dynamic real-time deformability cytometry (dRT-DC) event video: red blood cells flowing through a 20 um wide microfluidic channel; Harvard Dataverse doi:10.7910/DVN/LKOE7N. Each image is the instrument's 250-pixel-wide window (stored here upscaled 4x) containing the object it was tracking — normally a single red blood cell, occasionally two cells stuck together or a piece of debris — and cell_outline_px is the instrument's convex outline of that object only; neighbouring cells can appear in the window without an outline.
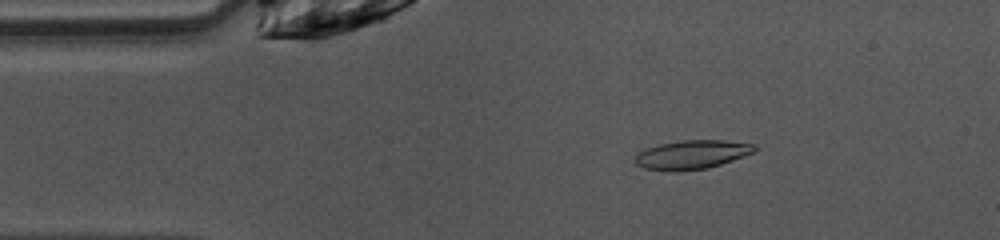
{"species": "common noctule bat (a hibernating species)", "species_latin": "Nyctalus noctula", "temperature_condition": "warm", "stored_images_in_passage": 47, "camera_frame_rate_fps": 3000, "um_per_image_px": 0.085, "animal": {"sex": "female", "body_mass_g": 10.0, "forearm_length_mm": 53.1}, "frame": {"image": 1, "passage_image": 7, "time_ms": 2.0, "image_size_px": [1000, 240], "cell_outline_px": [[756, 152], [708, 168], [680, 172], [672, 172], [644, 168], [636, 164], [632, 160], [644, 148], [660, 144], [684, 140], [724, 140], [756, 144]], "centroid_in_image_um": [58.8, 13.15], "position_along_channel_um": 26.2, "area_um2": 20.35}}
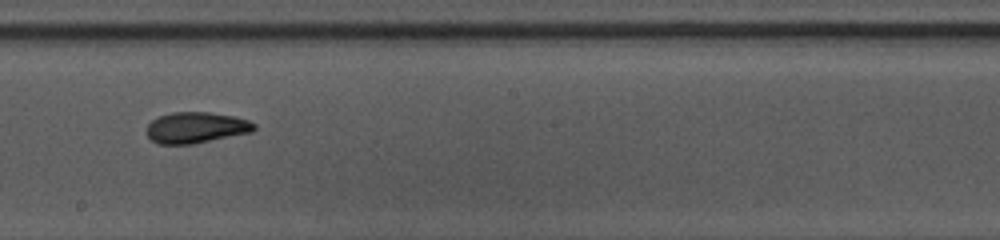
{"frame": {"image": 2, "passage_image": 25, "time_ms": 8.0, "image_size_px": [1000, 240], "cell_outline_px": [[256, 128], [252, 132], [192, 144], [160, 144], [152, 140], [148, 136], [148, 124], [152, 120], [160, 116], [172, 112], [208, 112], [232, 116], [248, 120], [256, 124]], "centroid_in_image_um": [16.68, 10.84], "position_along_channel_um": 231.5, "area_um2": 19.25}}
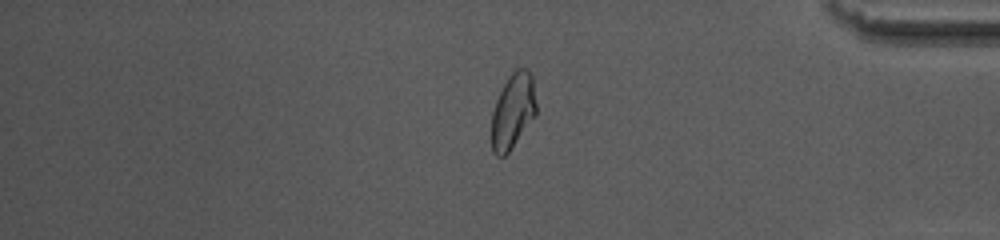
{"frame": {"image": 3, "passage_image": 39, "time_ms": 12.667, "image_size_px": [1000, 240], "cell_outline_px": [[536, 116], [512, 148], [504, 156], [496, 156], [492, 152], [492, 112], [496, 100], [508, 76], [516, 68], [528, 68], [532, 76], [536, 104]], "centroid_in_image_um": [43.61, 9.44], "position_along_channel_um": 391.6, "area_um2": 19.71}, "authors_computed_cell_mechanics": {"area_um2": 19.652, "velocity_mm_per_s": 4.0499, "shape_relaxation_time_tau1_ms": 6.6204, "shape_relaxation_time_tau2_ms": 1.9451, "deformation_change_tau1": 0.1891, "deformation_change_tau2": 0.0749}}